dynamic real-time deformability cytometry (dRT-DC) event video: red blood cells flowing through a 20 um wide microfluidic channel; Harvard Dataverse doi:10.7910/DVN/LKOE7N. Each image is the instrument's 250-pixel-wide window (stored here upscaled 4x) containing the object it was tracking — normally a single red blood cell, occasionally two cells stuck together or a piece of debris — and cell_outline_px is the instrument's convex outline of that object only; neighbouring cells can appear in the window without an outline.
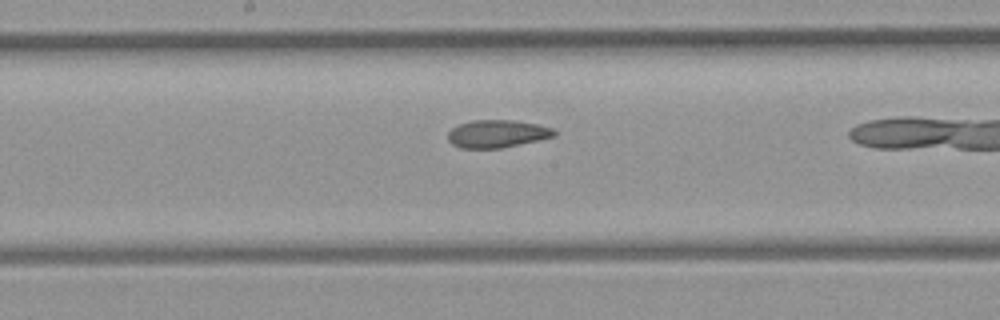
{"species": "common noctule bat (a hibernating species)", "species_latin": "Nyctalus noctula", "temperature_condition": "room temperature", "stored_images_in_passage": 17, "camera_frame_rate_fps": 3000, "um_per_image_px": 0.085, "animal": {"sex": "female", "body_mass_g": 21.9}, "frame": {"image": 1, "passage_image": 10, "time_ms": 3.0, "image_size_px": [1000, 320], "cell_outline_px": [[556, 136], [500, 148], [460, 148], [452, 144], [448, 140], [448, 132], [452, 128], [460, 124], [472, 120], [512, 120], [536, 124], [552, 128], [556, 132]], "centroid_in_image_um": [42.23, 11.37], "position_along_channel_um": 206.0, "area_um2": 16.99}}
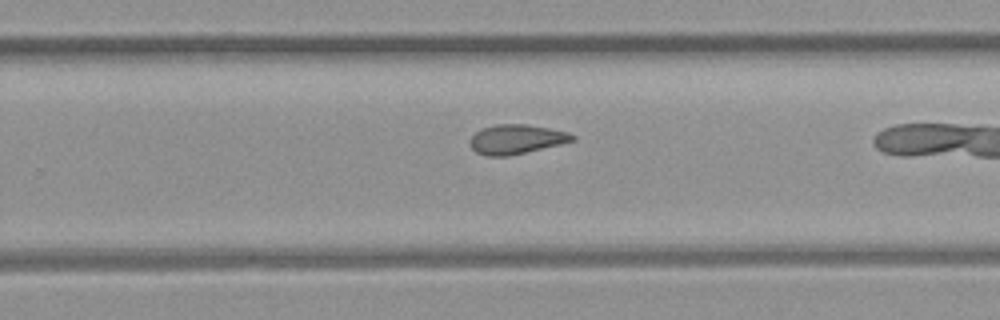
{"frame": {"image": 2, "passage_image": 15, "time_ms": 4.667, "image_size_px": [1000, 320], "cell_outline_px": [[576, 140], [560, 144], [508, 156], [484, 156], [476, 152], [468, 144], [468, 140], [476, 132], [484, 128], [496, 124], [528, 124], [568, 132], [576, 136]], "centroid_in_image_um": [43.86, 11.84], "position_along_channel_um": 285.9, "area_um2": 17.57}}